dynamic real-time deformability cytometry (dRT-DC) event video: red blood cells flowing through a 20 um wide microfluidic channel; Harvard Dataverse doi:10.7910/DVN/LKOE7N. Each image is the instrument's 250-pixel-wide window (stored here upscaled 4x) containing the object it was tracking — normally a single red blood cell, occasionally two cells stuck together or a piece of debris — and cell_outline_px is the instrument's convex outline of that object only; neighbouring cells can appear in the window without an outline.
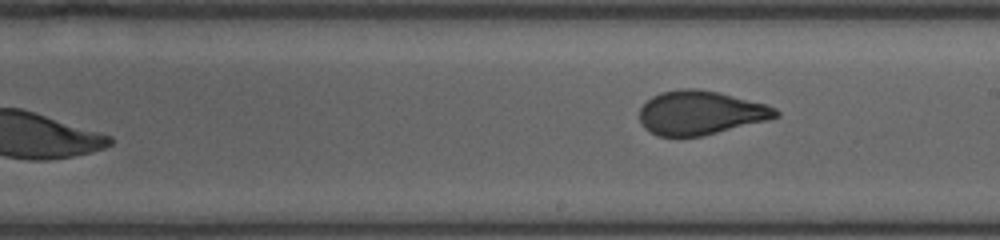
{"species": "human", "species_latin": "Homo sapiens", "temperature_condition": "room temperature", "stored_images_in_passage": 19, "segment_of_instrument_passage": [2, 2], "camera_frame_rate_fps": 3000, "um_per_image_px": 0.085, "donor": {"sex": "female"}, "frame": {"image": 1, "passage_image": 19, "time_ms": 9.0, "image_size_px": [1000, 240], "cell_outline_px": [[780, 116], [768, 120], [700, 136], [660, 136], [644, 128], [640, 120], [640, 108], [652, 96], [660, 92], [680, 88], [696, 88], [720, 92], [768, 104], [776, 108], [780, 112]], "centroid_in_image_um": [59.57, 9.56], "position_along_channel_um": 229.4, "area_um2": 34.91}}